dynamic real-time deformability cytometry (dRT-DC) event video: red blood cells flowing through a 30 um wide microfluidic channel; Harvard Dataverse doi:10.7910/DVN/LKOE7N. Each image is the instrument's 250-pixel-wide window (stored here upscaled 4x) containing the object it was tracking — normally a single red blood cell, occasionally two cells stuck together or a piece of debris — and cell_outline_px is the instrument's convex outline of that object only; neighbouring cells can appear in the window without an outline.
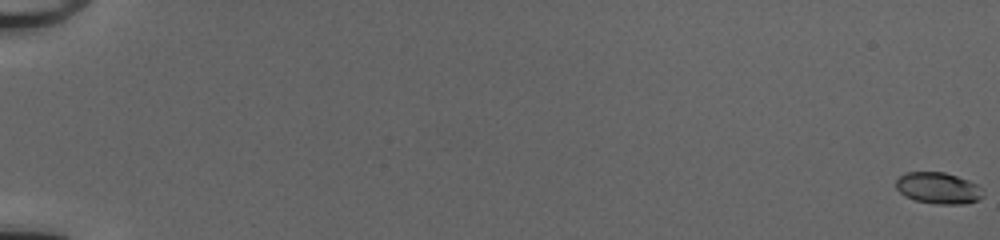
{"species": "common noctule bat (a hibernating species)", "species_latin": "Nyctalus noctula", "temperature_condition": "cold", "stored_images_in_passage": 55, "camera_frame_rate_fps": 3000, "um_per_image_px": 0.085, "animal": {"sex": "female", "body_mass_g": 20.0, "forearm_length_mm": 54.0}, "frame": {"image": 1, "passage_image": 1, "time_ms": 0.0, "image_size_px": [1000, 240], "cell_outline_px": [[984, 196], [976, 200], [964, 204], [936, 204], [916, 200], [904, 196], [896, 188], [896, 180], [900, 176], [908, 172], [944, 172], [968, 180], [976, 184]], "centroid_in_image_um": [79.72, 15.99], "position_along_channel_um": 5.3, "area_um2": 15.72}}
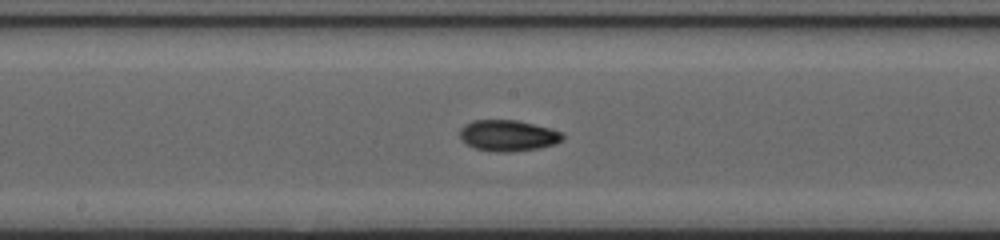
{"frame": {"image": 2, "passage_image": 32, "time_ms": 10.333, "image_size_px": [1000, 240], "cell_outline_px": [[564, 136], [556, 144], [540, 148], [512, 152], [496, 152], [476, 148], [460, 140], [460, 128], [464, 124], [472, 120], [516, 120], [552, 128], [564, 132]], "centroid_in_image_um": [43.2, 11.52], "position_along_channel_um": 205.0, "area_um2": 18.84}}
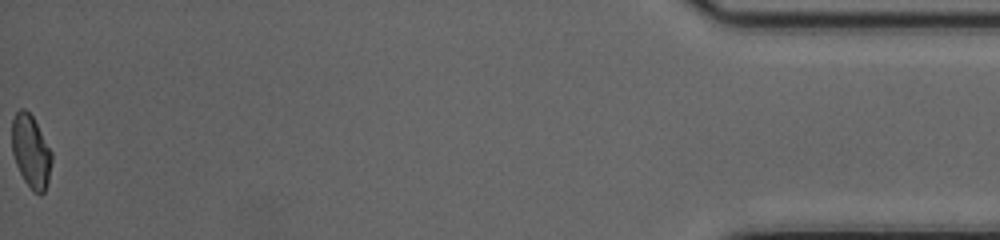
{"frame": {"image": 3, "passage_image": 55, "time_ms": 18.0, "image_size_px": [1000, 240], "cell_outline_px": [[52, 160], [48, 184], [44, 192], [40, 196], [32, 192], [24, 180], [16, 164], [12, 152], [12, 120], [16, 112], [20, 108], [24, 108], [32, 116], [52, 152]], "centroid_in_image_um": [2.63, 12.91], "position_along_channel_um": 432.6, "area_um2": 16.99}, "authors_computed_cell_mechanics": {"area_um2": 17.2822, "velocity_mm_per_s": 4.0776, "shape_relaxation_time_tau1_ms": 6.0928, "shape_relaxation_time_tau2_ms": 3.2581, "deformation_change_tau1": 0.1795, "deformation_change_tau2": 0.0685}}